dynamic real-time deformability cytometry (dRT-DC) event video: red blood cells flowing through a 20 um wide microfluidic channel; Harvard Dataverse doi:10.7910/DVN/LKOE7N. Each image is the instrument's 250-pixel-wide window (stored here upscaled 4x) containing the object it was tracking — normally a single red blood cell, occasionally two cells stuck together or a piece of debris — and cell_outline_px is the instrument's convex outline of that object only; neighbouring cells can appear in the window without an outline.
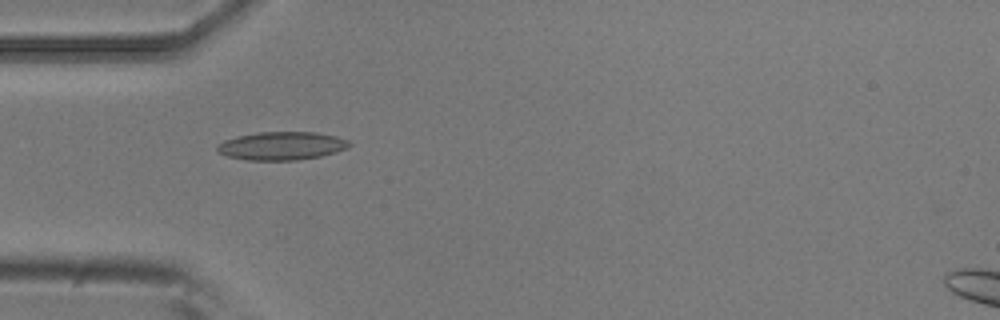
{"species": "common noctule bat (a hibernating species)", "species_latin": "Nyctalus noctula", "temperature_condition": "room temperature", "stored_images_in_passage": 2, "camera_frame_rate_fps": 3000, "um_per_image_px": 0.085, "animal": {"sex": "male", "body_mass_g": 20.5, "forearm_length_mm": 52.5}, "frame": {"image": 1, "passage_image": 1, "time_ms": 0.0, "image_size_px": [1000, 320], "cell_outline_px": [[352, 144], [348, 148], [336, 152], [320, 156], [296, 160], [248, 160], [228, 156], [216, 152], [216, 144], [224, 140], [236, 136], [260, 132], [316, 132], [336, 136], [348, 140]], "centroid_in_image_um": [23.93, 12.39], "position_along_channel_um": 61.1, "area_um2": 21.85}}
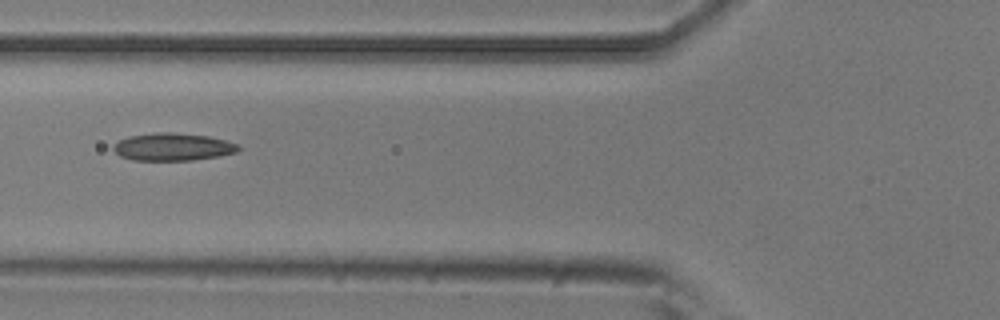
{"frame": {"image": 2, "passage_image": 2, "time_ms": 0.333, "image_size_px": [1000, 320], "cell_outline_px": [[240, 148], [236, 152], [216, 156], [192, 160], [132, 160], [120, 156], [112, 148], [120, 140], [128, 136], [156, 132], [172, 132], [208, 136], [240, 144]], "centroid_in_image_um": [14.68, 12.48], "position_along_channel_um": 111.1, "area_um2": 19.94}}